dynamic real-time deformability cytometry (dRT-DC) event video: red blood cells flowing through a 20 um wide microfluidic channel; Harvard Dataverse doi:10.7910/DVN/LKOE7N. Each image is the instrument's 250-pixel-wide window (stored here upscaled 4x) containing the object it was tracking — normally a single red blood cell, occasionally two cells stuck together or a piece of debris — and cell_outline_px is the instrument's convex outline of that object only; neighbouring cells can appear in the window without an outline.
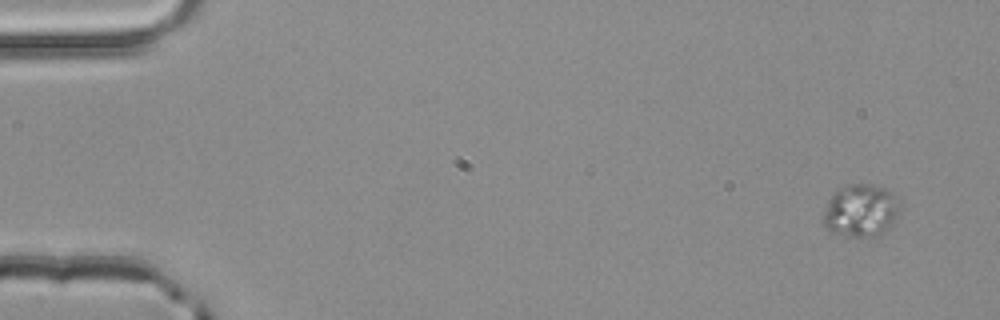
{"species": "common noctule bat (a hibernating species)", "species_latin": "Nyctalus noctula", "temperature_condition": "room temperature", "stored_images_in_passage": 32, "camera_frame_rate_fps": 3000, "um_per_image_px": 0.085, "animal": {"sex": "male", "body_mass_g": 20.4}, "frame": {"image": 1, "passage_image": 1, "time_ms": 0.0, "image_size_px": [1000, 320], "cell_outline_px": [[900, 212], [892, 224], [880, 236], [852, 236], [836, 232], [828, 228], [824, 224], [824, 216], [828, 200], [840, 188], [848, 184], [868, 184], [884, 188], [892, 192], [900, 200]], "centroid_in_image_um": [73.24, 17.88], "position_along_channel_um": 11.8, "area_um2": 23.18}}
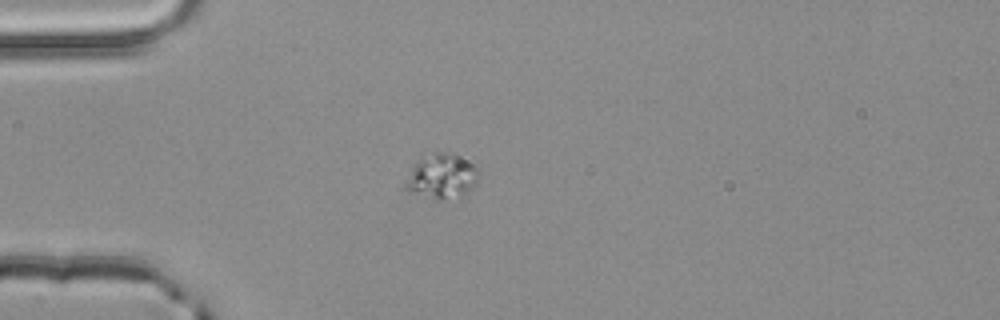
{"frame": {"image": 2, "passage_image": 13, "time_ms": 4.0, "image_size_px": [1000, 320], "cell_outline_px": [[480, 176], [476, 184], [468, 192], [444, 200], [440, 200], [408, 188], [404, 184], [416, 160], [436, 152], [452, 152], [472, 164], [480, 172]], "centroid_in_image_um": [37.61, 14.95], "position_along_channel_um": 47.4, "area_um2": 18.5}}
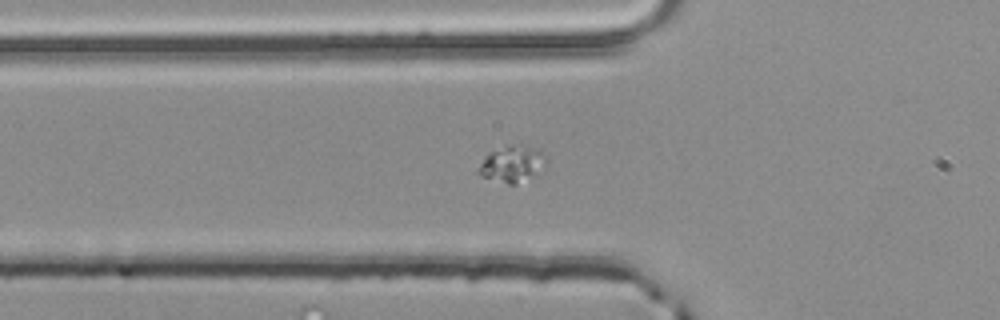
{"frame": {"image": 3, "passage_image": 17, "time_ms": 5.333, "image_size_px": [1000, 320], "cell_outline_px": [[548, 160], [516, 184], [508, 184], [484, 176], [476, 172], [484, 156], [488, 152], [504, 144], [524, 144], [536, 148], [548, 156]], "centroid_in_image_um": [43.47, 13.84], "position_along_channel_um": 82.3, "area_um2": 13.99}}